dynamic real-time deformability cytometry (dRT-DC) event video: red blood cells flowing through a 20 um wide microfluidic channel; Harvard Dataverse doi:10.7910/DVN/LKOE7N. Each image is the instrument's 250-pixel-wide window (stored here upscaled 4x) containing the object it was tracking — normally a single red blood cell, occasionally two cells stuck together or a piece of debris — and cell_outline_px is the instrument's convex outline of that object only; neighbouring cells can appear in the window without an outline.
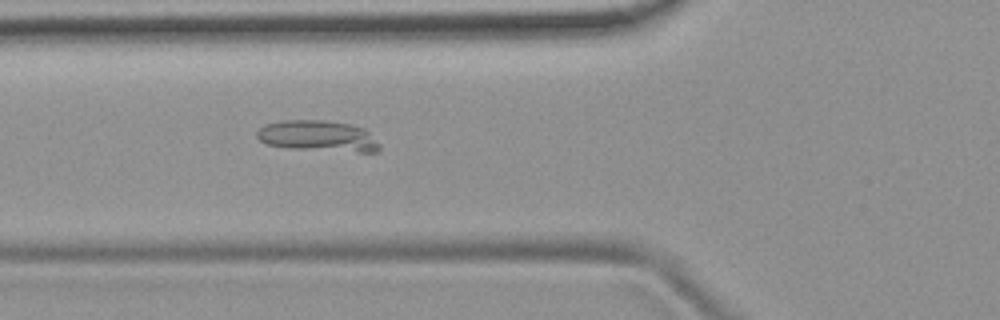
{"species": "common noctule bat (a hibernating species)", "species_latin": "Nyctalus noctula", "temperature_condition": "room temperature", "stored_images_in_passage": 53, "camera_frame_rate_fps": 3000, "um_per_image_px": 0.085, "animal": {"sex": "female", "body_mass_g": 19.9}, "frame": {"image": 1, "passage_image": 20, "time_ms": 6.333, "image_size_px": [1000, 320], "cell_outline_px": [[380, 148], [376, 152], [356, 152], [292, 148], [264, 144], [256, 136], [256, 132], [264, 124], [280, 120], [324, 120], [352, 124], [364, 128], [380, 144]], "centroid_in_image_um": [27.02, 11.55], "position_along_channel_um": 98.8, "area_um2": 22.31}}
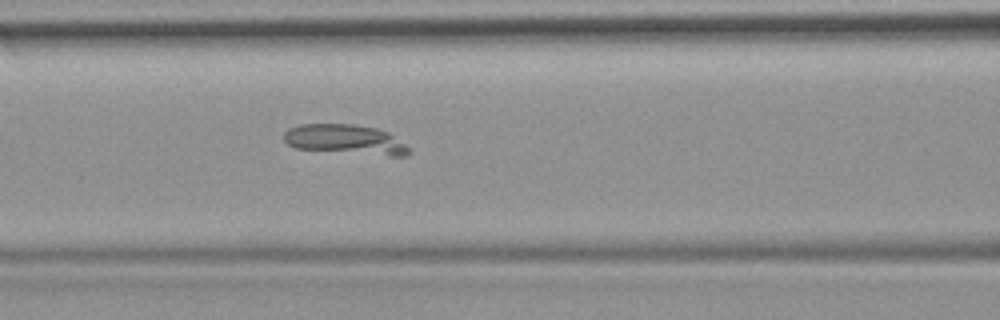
{"frame": {"image": 2, "passage_image": 23, "time_ms": 7.333, "image_size_px": [1000, 320], "cell_outline_px": [[412, 152], [408, 156], [392, 156], [296, 148], [288, 144], [284, 140], [284, 132], [288, 128], [300, 124], [356, 124], [376, 128], [388, 132], [412, 148]], "centroid_in_image_um": [29.41, 11.85], "position_along_channel_um": 137.2, "area_um2": 21.85}}
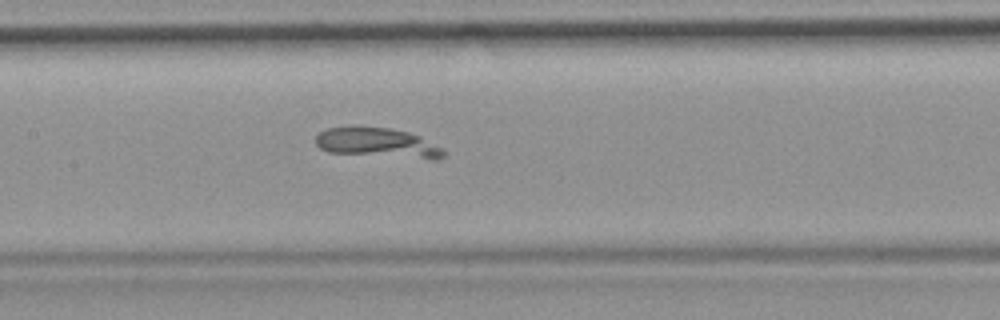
{"frame": {"image": 3, "passage_image": 26, "time_ms": 8.333, "image_size_px": [1000, 320], "cell_outline_px": [[444, 156], [440, 160], [432, 160], [328, 152], [320, 148], [316, 144], [316, 136], [320, 132], [328, 128], [352, 124], [392, 128], [408, 132], [420, 136], [444, 148]], "centroid_in_image_um": [32.11, 12.12], "position_along_channel_um": 175.3, "area_um2": 23.0}}